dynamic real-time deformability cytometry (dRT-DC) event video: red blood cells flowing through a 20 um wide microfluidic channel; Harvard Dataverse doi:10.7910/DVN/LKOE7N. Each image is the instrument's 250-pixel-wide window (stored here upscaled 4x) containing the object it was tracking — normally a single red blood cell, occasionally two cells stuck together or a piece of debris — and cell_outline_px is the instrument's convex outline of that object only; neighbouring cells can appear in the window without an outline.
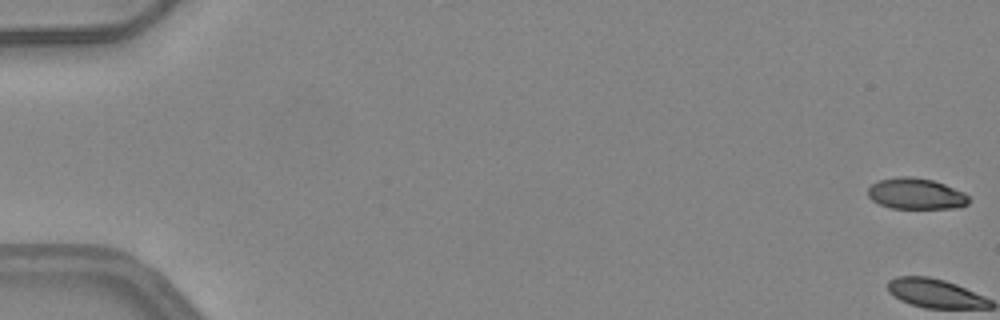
{"species": "common noctule bat (a hibernating species)", "species_latin": "Nyctalus noctula", "temperature_condition": "warm", "stored_images_in_passage": 52, "camera_frame_rate_fps": 3000, "um_per_image_px": 0.085, "animal": {"sex": "female", "body_mass_g": 24.6, "forearm_length_mm": 56.2}, "frame": {"image": 1, "passage_image": 1, "time_ms": 0.0, "image_size_px": [1000, 320], "cell_outline_px": [[968, 204], [956, 208], [892, 208], [880, 204], [872, 200], [868, 196], [868, 188], [872, 184], [880, 180], [900, 176], [912, 176], [932, 180], [944, 184], [964, 192], [968, 196]], "centroid_in_image_um": [77.85, 16.46], "position_along_channel_um": 7.1, "area_um2": 18.15}}
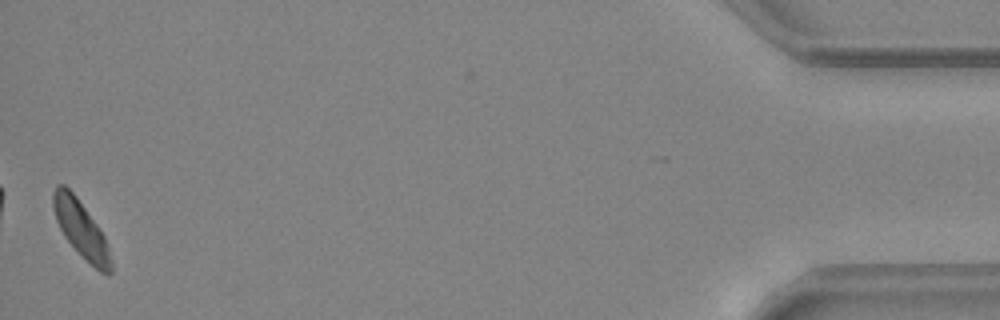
{"frame": {"image": 2, "passage_image": 52, "time_ms": 17.0, "image_size_px": [1000, 320], "cell_outline_px": [[112, 272], [108, 276], [100, 272], [64, 236], [56, 220], [52, 208], [52, 192], [56, 184], [64, 184], [76, 196], [96, 224], [104, 236], [112, 260]], "centroid_in_image_um": [6.87, 19.44], "position_along_channel_um": 428.3, "area_um2": 18.67}, "authors_computed_cell_mechanics": {"area_um2": 19.7098, "velocity_mm_per_s": 4.1291, "shape_relaxation_time_tau1_ms": 4.2765, "shape_relaxation_time_tau2_ms": null, "deformation_change_tau1": 0.1025, "deformation_change_tau2": null}}